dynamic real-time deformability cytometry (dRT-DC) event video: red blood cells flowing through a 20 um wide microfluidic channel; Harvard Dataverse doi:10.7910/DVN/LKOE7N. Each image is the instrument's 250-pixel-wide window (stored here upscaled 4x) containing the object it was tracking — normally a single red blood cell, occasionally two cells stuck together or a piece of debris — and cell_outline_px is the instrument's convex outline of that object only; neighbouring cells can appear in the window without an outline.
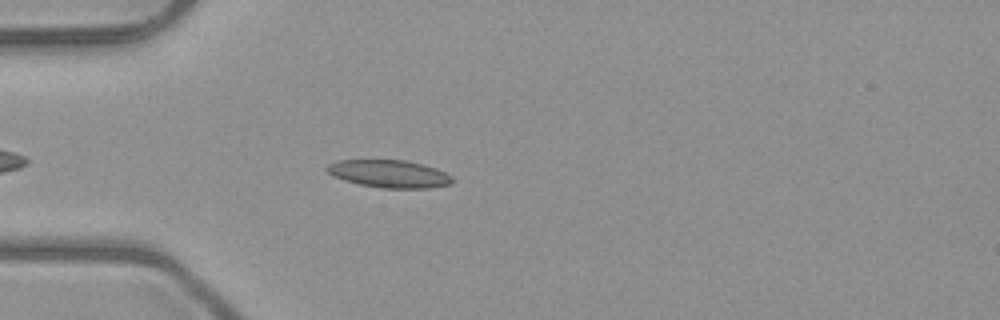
{"species": "common noctule bat (a hibernating species)", "species_latin": "Nyctalus noctula", "temperature_condition": "room temperature", "stored_images_in_passage": 37, "camera_frame_rate_fps": 3000, "um_per_image_px": 0.085, "animal": {"sex": "male", "body_mass_g": 23.1, "forearm_length_mm": 52.7}, "frame": {"image": 1, "passage_image": 7, "time_ms": 2.0, "image_size_px": [1000, 320], "cell_outline_px": [[452, 184], [428, 188], [380, 188], [360, 184], [344, 180], [332, 176], [324, 168], [328, 164], [336, 160], [404, 160], [424, 164], [436, 168], [452, 176]], "centroid_in_image_um": [33.06, 14.77], "position_along_channel_um": 51.9, "area_um2": 20.29}}
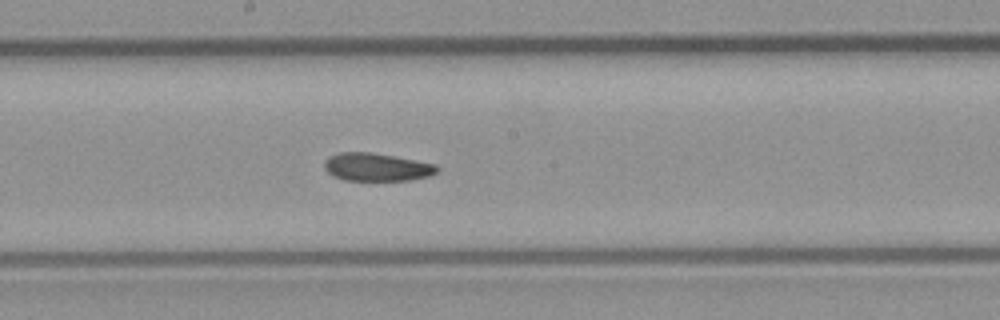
{"frame": {"image": 2, "passage_image": 20, "time_ms": 6.333, "image_size_px": [1000, 320], "cell_outline_px": [[440, 168], [436, 172], [428, 176], [412, 180], [344, 180], [332, 176], [324, 168], [324, 160], [328, 156], [340, 152], [368, 152], [392, 156], [436, 164]], "centroid_in_image_um": [31.98, 14.2], "position_along_channel_um": 216.2, "area_um2": 18.32}}
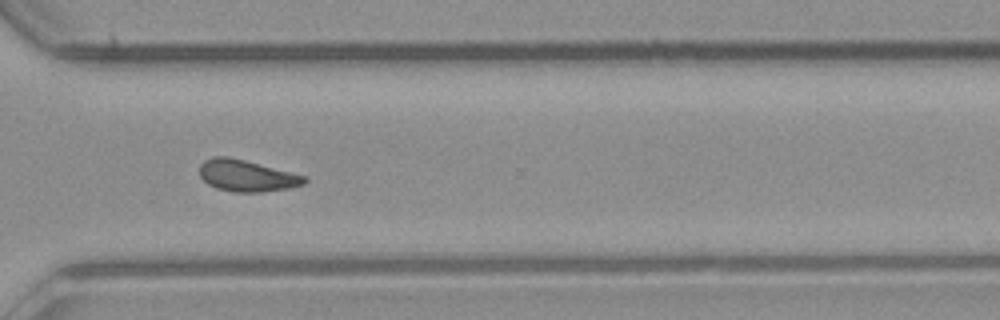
{"frame": {"image": 3, "passage_image": 30, "time_ms": 9.667, "image_size_px": [1000, 320], "cell_outline_px": [[308, 180], [304, 184], [288, 188], [260, 192], [232, 192], [216, 188], [208, 184], [200, 176], [200, 164], [204, 160], [212, 156], [228, 156], [308, 176]], "centroid_in_image_um": [20.97, 14.93], "position_along_channel_um": 349.6, "area_um2": 19.36}, "authors_computed_cell_mechanics": {"area_um2": 19.074, "velocity_mm_per_s": 4.0216, "shape_relaxation_time_tau1_ms": 5.1058, "shape_relaxation_time_tau2_ms": 4.5085, "deformation_change_tau1": 0.1322, "deformation_change_tau2": 0.1202}}